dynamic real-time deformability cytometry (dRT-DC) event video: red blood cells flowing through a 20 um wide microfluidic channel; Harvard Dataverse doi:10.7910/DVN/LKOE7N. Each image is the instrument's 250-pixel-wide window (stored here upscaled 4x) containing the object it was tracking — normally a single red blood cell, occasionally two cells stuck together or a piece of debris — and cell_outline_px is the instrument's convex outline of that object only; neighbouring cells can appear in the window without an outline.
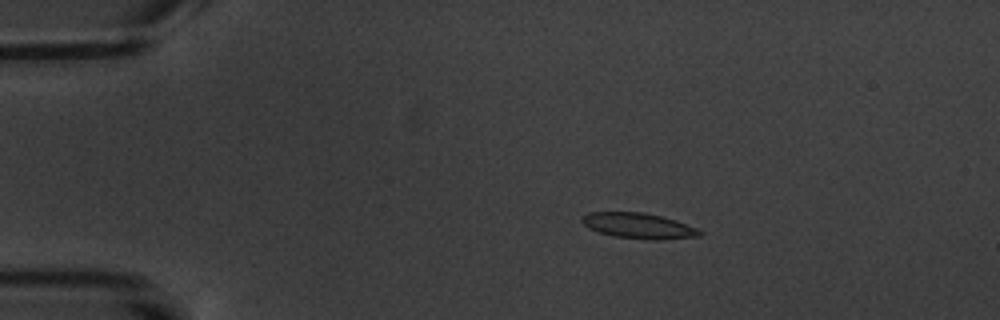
{"species": "common noctule bat (a hibernating species)", "species_latin": "Nyctalus noctula", "temperature_condition": "warm", "stored_images_in_passage": 6, "camera_frame_rate_fps": 3000, "um_per_image_px": 0.085, "animal": {"sex": "male", "body_mass_g": 20.1, "forearm_length_mm": 53.5}, "frame": {"image": 1, "passage_image": 4, "time_ms": 3.333, "image_size_px": [1000, 320], "cell_outline_px": [[704, 232], [700, 236], [660, 240], [648, 240], [616, 236], [596, 232], [588, 228], [580, 220], [580, 216], [588, 212], [644, 212], [660, 216], [696, 228]], "centroid_in_image_um": [54.21, 19.19], "position_along_channel_um": 30.8, "area_um2": 17.51}}